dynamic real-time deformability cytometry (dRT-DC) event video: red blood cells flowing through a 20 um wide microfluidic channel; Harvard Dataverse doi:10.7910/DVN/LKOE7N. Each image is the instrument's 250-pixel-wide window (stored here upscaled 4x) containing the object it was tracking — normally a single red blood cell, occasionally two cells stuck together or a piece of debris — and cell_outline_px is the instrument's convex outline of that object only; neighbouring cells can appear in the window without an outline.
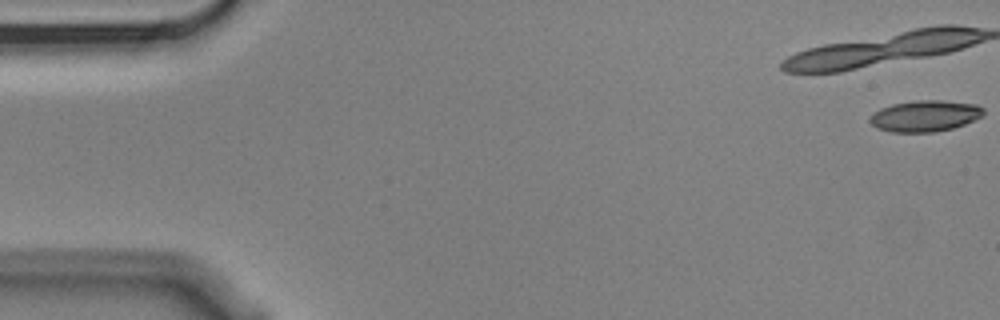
{"species": "Egyptian fruit bat (a non-hibernating species)", "species_latin": "Rousettus aegyptiacus", "temperature_condition": "cold", "stored_images_in_passage": 6, "segment_of_instrument_passage": [2, 2], "camera_frame_rate_fps": 3000, "um_per_image_px": 0.085, "animal": {"sex": "male"}, "frame": {"image": 1, "passage_image": 6, "time_ms": 1.667, "image_size_px": [1000, 320], "cell_outline_px": [[984, 116], [964, 124], [952, 128], [936, 132], [892, 132], [876, 128], [868, 120], [880, 108], [892, 104], [916, 100], [944, 100], [976, 104], [984, 108]], "centroid_in_image_um": [78.65, 9.85], "position_along_channel_um": 6.3, "area_um2": 20.75}}